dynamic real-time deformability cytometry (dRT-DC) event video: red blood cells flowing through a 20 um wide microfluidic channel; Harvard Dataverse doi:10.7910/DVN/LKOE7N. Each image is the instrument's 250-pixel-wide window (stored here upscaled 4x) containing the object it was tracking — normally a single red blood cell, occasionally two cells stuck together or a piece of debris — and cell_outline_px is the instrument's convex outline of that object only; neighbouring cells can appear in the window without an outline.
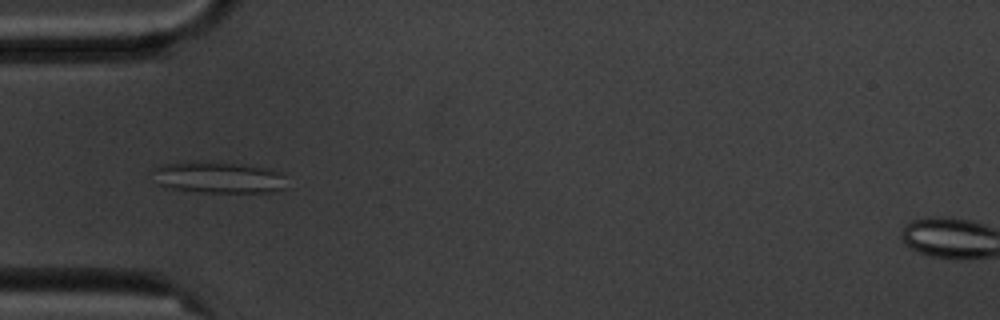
{"species": "common noctule bat (a hibernating species)", "species_latin": "Nyctalus noctula", "temperature_condition": "cold", "stored_images_in_passage": 6, "camera_frame_rate_fps": 3000, "um_per_image_px": 0.085, "animal": {"sex": "male", "body_mass_g": 20.1, "forearm_length_mm": 53.5}, "frame": {"image": 1, "passage_image": 5, "time_ms": 4.333, "image_size_px": [1000, 320], "cell_outline_px": [[284, 188], [272, 192], [200, 192], [168, 188], [156, 184], [152, 168], [164, 164], [192, 160], [196, 160], [240, 164], [264, 168], [280, 172], [284, 176]], "centroid_in_image_um": [18.48, 15.07], "position_along_channel_um": 66.5, "area_um2": 24.74}}
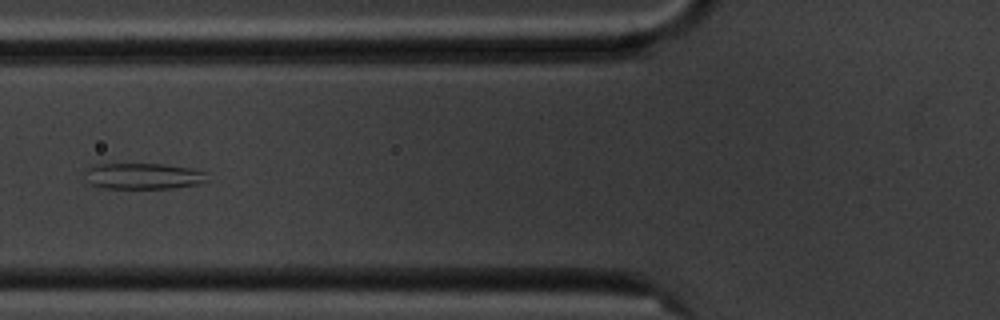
{"frame": {"image": 2, "passage_image": 6, "time_ms": 5.667, "image_size_px": [1000, 320], "cell_outline_px": [[208, 180], [196, 184], [172, 188], [104, 188], [88, 184], [84, 172], [84, 168], [92, 164], [164, 164], [192, 168], [204, 172]], "centroid_in_image_um": [12.09, 14.96], "position_along_channel_um": 113.7, "area_um2": 18.73}}